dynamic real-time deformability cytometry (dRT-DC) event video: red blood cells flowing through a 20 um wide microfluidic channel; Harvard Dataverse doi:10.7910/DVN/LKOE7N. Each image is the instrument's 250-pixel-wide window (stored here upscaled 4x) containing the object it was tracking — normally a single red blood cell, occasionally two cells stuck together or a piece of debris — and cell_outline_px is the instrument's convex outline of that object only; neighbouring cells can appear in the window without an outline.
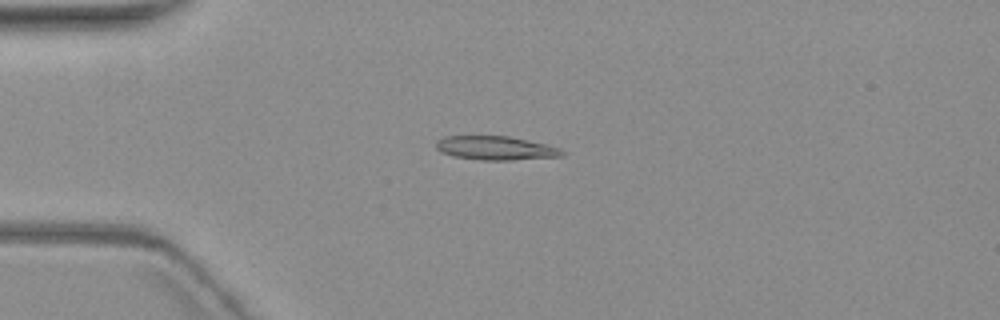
{"species": "common noctule bat (a hibernating species)", "species_latin": "Nyctalus noctula", "temperature_condition": "warm", "stored_images_in_passage": 7, "camera_frame_rate_fps": 3000, "um_per_image_px": 0.085, "animal": {"sex": "female", "body_mass_g": 19.3, "forearm_length_mm": 54.1}, "frame": {"image": 1, "passage_image": 5, "time_ms": 4.667, "image_size_px": [1000, 320], "cell_outline_px": [[564, 156], [512, 160], [480, 160], [452, 156], [440, 152], [436, 148], [436, 140], [444, 136], [508, 136], [548, 144], [560, 148], [564, 152]], "centroid_in_image_um": [42.12, 12.59], "position_along_channel_um": 42.9, "area_um2": 17.69}}